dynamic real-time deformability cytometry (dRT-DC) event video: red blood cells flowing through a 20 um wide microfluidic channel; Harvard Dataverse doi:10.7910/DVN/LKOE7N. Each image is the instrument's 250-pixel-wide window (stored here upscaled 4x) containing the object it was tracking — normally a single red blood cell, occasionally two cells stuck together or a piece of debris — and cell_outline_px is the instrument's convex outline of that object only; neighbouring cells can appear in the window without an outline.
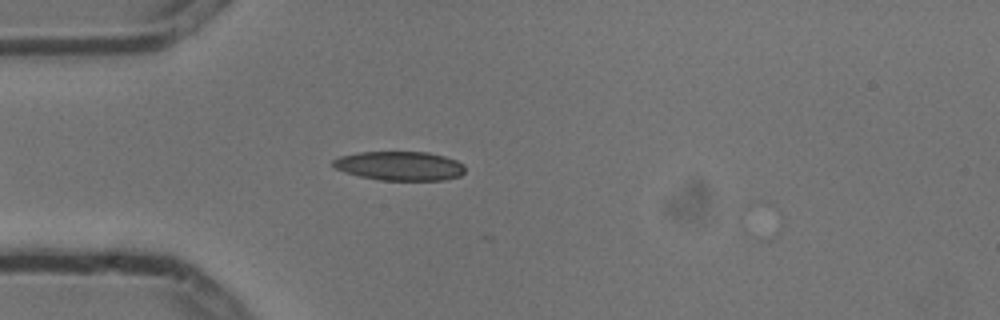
{"species": "common noctule bat (a hibernating species)", "species_latin": "Nyctalus noctula", "temperature_condition": "cold", "stored_images_in_passage": 4, "segment_of_instrument_passage": [1, 2], "camera_frame_rate_fps": 3000, "um_per_image_px": 0.085, "animal": {"sex": "male", "body_mass_g": 13.3}, "frame": {"image": 1, "passage_image": 3, "time_ms": 0.667, "image_size_px": [1000, 320], "cell_outline_px": [[464, 172], [460, 176], [444, 180], [380, 180], [360, 176], [344, 172], [336, 168], [332, 164], [332, 160], [340, 156], [360, 152], [428, 152], [444, 156], [456, 160], [464, 164]], "centroid_in_image_um": [33.98, 14.1], "position_along_channel_um": 51.0, "area_um2": 22.37}}